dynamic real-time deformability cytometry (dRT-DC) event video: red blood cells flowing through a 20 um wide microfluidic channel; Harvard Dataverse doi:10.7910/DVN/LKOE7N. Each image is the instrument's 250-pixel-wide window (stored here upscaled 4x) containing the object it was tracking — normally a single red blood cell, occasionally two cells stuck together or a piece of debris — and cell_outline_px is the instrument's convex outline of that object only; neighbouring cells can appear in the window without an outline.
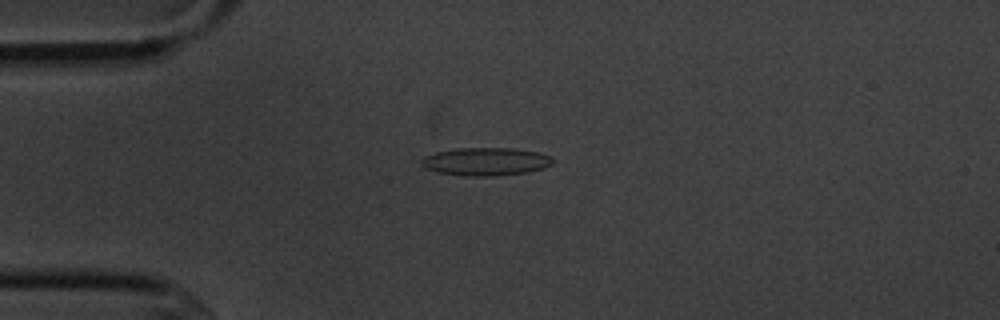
{"species": "common noctule bat (a hibernating species)", "species_latin": "Nyctalus noctula", "temperature_condition": "cold", "stored_images_in_passage": 8, "camera_frame_rate_fps": 3000, "um_per_image_px": 0.085, "animal": {"sex": "male", "body_mass_g": 20.1, "forearm_length_mm": 53.5}, "frame": {"image": 1, "passage_image": 4, "time_ms": 4.333, "image_size_px": [1000, 320], "cell_outline_px": [[556, 160], [552, 164], [544, 168], [524, 172], [492, 176], [464, 176], [436, 172], [424, 168], [420, 164], [420, 160], [424, 156], [436, 152], [456, 148], [512, 148], [540, 152], [552, 156]], "centroid_in_image_um": [41.28, 13.73], "position_along_channel_um": 43.7, "area_um2": 21.68}}
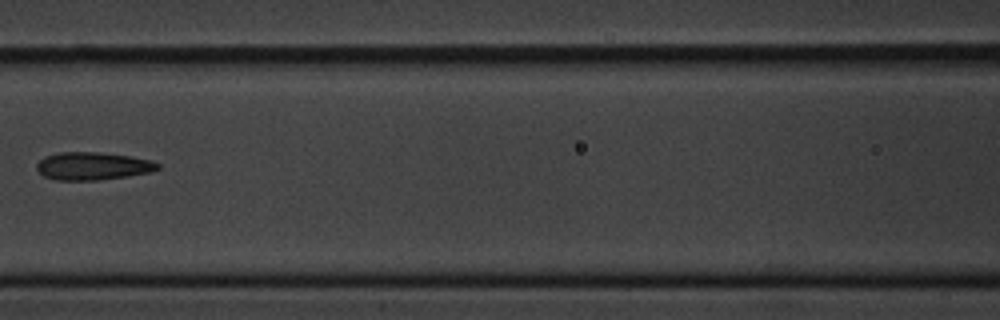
{"frame": {"image": 2, "passage_image": 7, "time_ms": 8.0, "image_size_px": [1000, 320], "cell_outline_px": [[160, 168], [148, 172], [128, 176], [96, 180], [56, 180], [44, 176], [36, 168], [36, 164], [44, 156], [60, 152], [96, 152], [132, 156], [152, 160], [160, 164]], "centroid_in_image_um": [7.88, 14.11], "position_along_channel_um": 158.7, "area_um2": 19.59}}
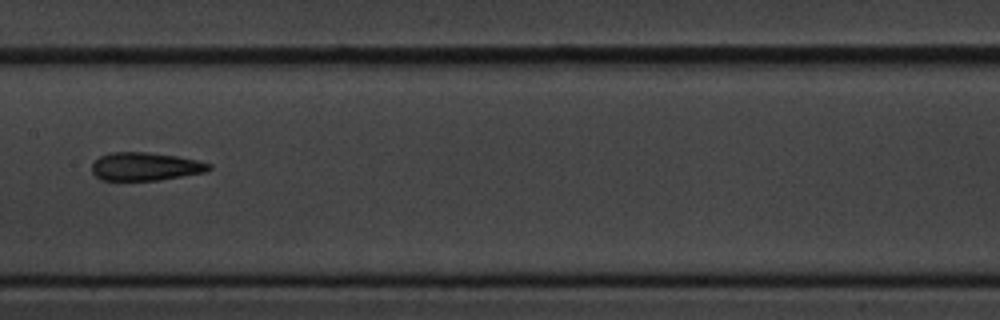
{"frame": {"image": 3, "passage_image": 8, "time_ms": 9.0, "image_size_px": [1000, 320], "cell_outline_px": [[212, 168], [204, 172], [160, 180], [100, 180], [92, 172], [92, 164], [100, 156], [112, 152], [148, 152], [176, 156], [196, 160], [212, 164]], "centroid_in_image_um": [12.35, 14.15], "position_along_channel_um": 195.1, "area_um2": 19.13}}